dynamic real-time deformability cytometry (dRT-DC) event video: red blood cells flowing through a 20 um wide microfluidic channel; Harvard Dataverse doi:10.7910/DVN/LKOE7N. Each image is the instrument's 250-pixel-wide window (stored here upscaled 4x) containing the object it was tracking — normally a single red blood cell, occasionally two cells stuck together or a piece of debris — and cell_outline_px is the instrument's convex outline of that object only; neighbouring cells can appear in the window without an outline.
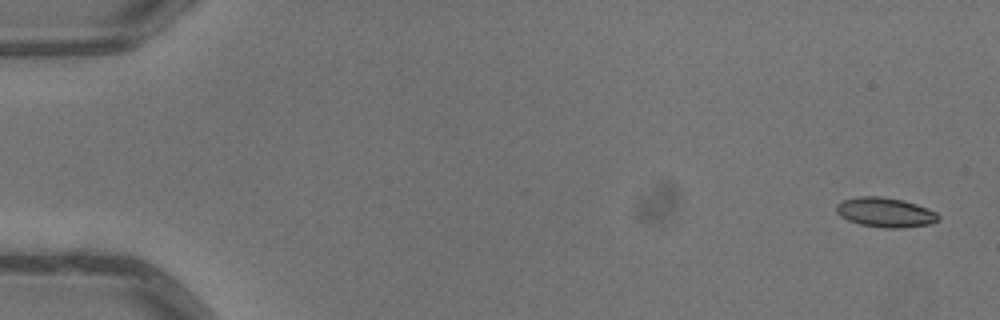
{"species": "common noctule bat (a hibernating species)", "species_latin": "Nyctalus noctula", "temperature_condition": "warm", "stored_images_in_passage": 4, "camera_frame_rate_fps": 3000, "um_per_image_px": 0.085, "animal": {"sex": "male", "body_mass_g": 13.3}, "frame": {"image": 1, "passage_image": 1, "time_ms": 0.0, "image_size_px": [1000, 320], "cell_outline_px": [[940, 220], [932, 224], [904, 228], [884, 228], [860, 224], [848, 220], [840, 216], [836, 212], [836, 204], [840, 200], [860, 196], [880, 196], [904, 200], [916, 204], [936, 212], [940, 216]], "centroid_in_image_um": [75.25, 18.05], "position_along_channel_um": 9.7, "area_um2": 17.86}}
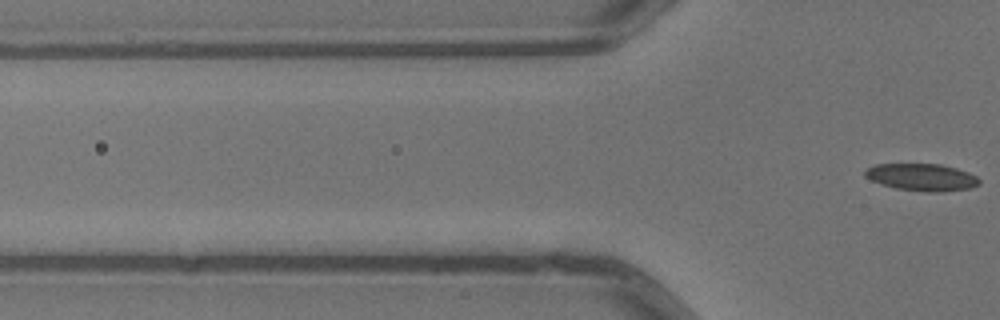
{"frame": {"image": 2, "passage_image": 4, "time_ms": 1.0, "image_size_px": [1000, 320], "cell_outline_px": [[980, 184], [972, 188], [940, 192], [928, 192], [896, 188], [872, 180], [864, 176], [864, 172], [868, 168], [876, 164], [940, 164], [956, 168], [968, 172], [976, 176], [980, 180]], "centroid_in_image_um": [78.4, 15.06], "position_along_channel_um": 47.4, "area_um2": 17.98}}